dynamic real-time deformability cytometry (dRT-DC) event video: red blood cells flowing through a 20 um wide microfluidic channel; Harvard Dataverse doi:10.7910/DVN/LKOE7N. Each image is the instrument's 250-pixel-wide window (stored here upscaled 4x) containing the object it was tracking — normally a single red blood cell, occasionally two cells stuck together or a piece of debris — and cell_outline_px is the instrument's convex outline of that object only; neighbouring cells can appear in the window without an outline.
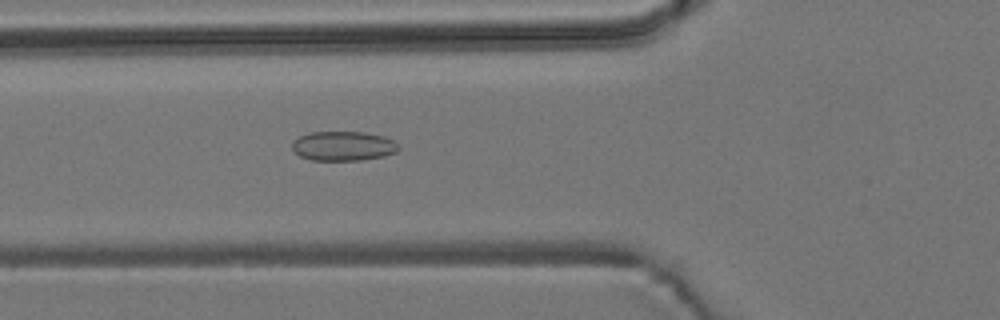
{"species": "common noctule bat (a hibernating species)", "species_latin": "Nyctalus noctula", "temperature_condition": "room temperature", "stored_images_in_passage": 53, "camera_frame_rate_fps": 3000, "um_per_image_px": 0.085, "animal": {"sex": "male", "body_mass_g": 19.2, "forearm_length_mm": 51.8}, "frame": {"image": 1, "passage_image": 20, "time_ms": 6.333, "image_size_px": [1000, 320], "cell_outline_px": [[400, 148], [396, 152], [384, 156], [360, 160], [312, 160], [300, 156], [292, 148], [292, 140], [300, 136], [312, 132], [364, 132], [384, 136], [396, 140]], "centroid_in_image_um": [29.21, 12.4], "position_along_channel_um": 96.6, "area_um2": 18.38}}
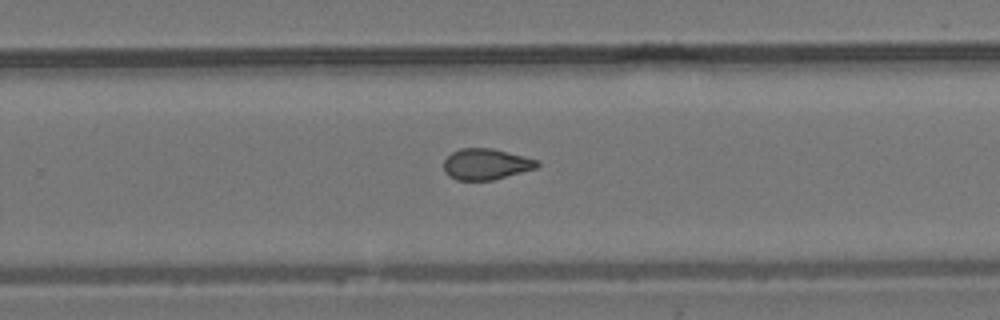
{"frame": {"image": 2, "passage_image": 35, "time_ms": 11.333, "image_size_px": [1000, 320], "cell_outline_px": [[540, 164], [536, 168], [492, 180], [456, 180], [448, 176], [444, 172], [444, 160], [452, 152], [460, 148], [492, 148], [540, 160]], "centroid_in_image_um": [41.3, 13.95], "position_along_channel_um": 288.5, "area_um2": 16.94}}
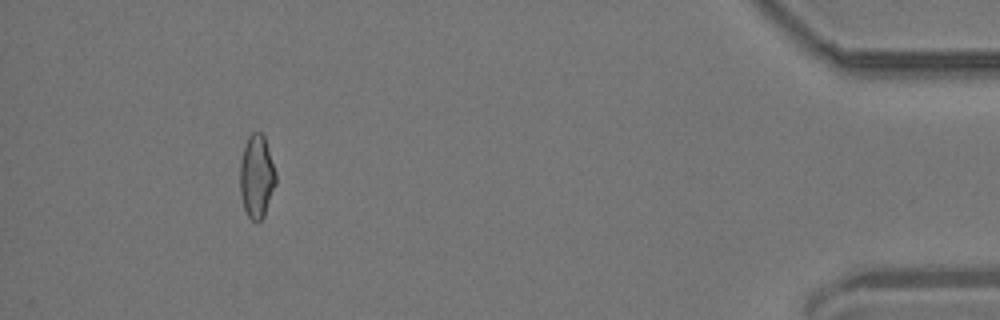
{"frame": {"image": 3, "passage_image": 50, "time_ms": 16.333, "image_size_px": [1000, 320], "cell_outline_px": [[276, 184], [264, 216], [256, 224], [248, 216], [244, 208], [240, 196], [240, 160], [248, 136], [252, 132], [260, 132], [264, 136], [276, 172]], "centroid_in_image_um": [21.81, 15.02], "position_along_channel_um": 413.4, "area_um2": 17.46}}